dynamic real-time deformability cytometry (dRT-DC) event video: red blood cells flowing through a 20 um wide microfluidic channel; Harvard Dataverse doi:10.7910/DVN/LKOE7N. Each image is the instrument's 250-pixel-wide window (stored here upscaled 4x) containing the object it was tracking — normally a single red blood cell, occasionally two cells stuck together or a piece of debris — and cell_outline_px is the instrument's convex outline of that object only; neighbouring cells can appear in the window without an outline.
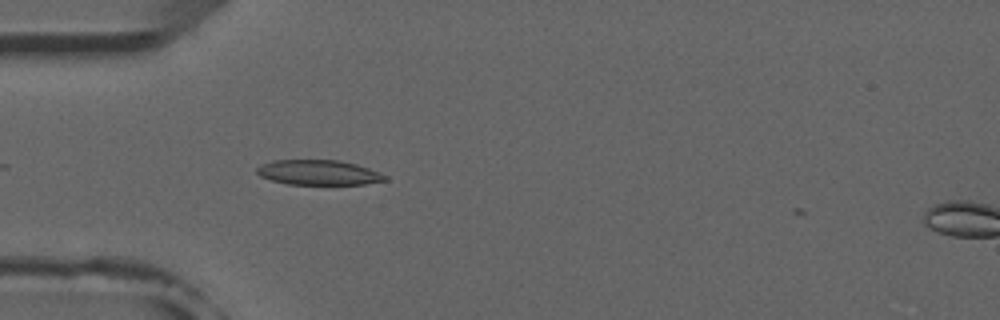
{"species": "common noctule bat (a hibernating species)", "species_latin": "Nyctalus noctula", "temperature_condition": "room temperature", "stored_images_in_passage": 3, "camera_frame_rate_fps": 3000, "um_per_image_px": 0.085, "animal": {"sex": "male", "forearm_length_mm": 52.5}, "frame": {"image": 1, "passage_image": 2, "time_ms": 0.333, "image_size_px": [1000, 320], "cell_outline_px": [[388, 180], [364, 184], [288, 184], [272, 180], [260, 176], [256, 172], [256, 168], [260, 164], [272, 160], [340, 160], [356, 164], [380, 172], [388, 176]], "centroid_in_image_um": [27.08, 14.65], "position_along_channel_um": 57.9, "area_um2": 18.73}}